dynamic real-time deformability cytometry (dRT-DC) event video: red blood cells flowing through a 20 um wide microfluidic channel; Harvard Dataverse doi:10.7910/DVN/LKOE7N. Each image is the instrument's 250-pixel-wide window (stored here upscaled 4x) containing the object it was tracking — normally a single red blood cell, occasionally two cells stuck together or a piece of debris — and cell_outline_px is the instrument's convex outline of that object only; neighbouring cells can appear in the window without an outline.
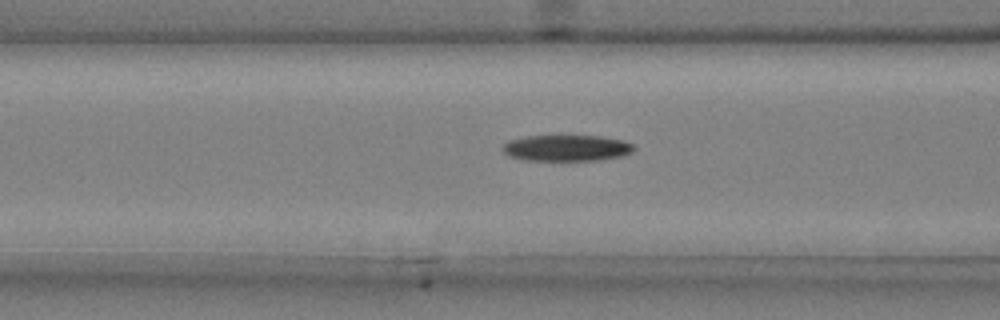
{"species": "common noctule bat (a hibernating species)", "species_latin": "Nyctalus noctula", "temperature_condition": "cold", "stored_images_in_passage": 51, "camera_frame_rate_fps": 3000, "um_per_image_px": 0.085, "animal": {"sex": "male", "body_mass_g": 20.4}, "frame": {"image": 1, "passage_image": 22, "time_ms": 7.0, "image_size_px": [1000, 320], "cell_outline_px": [[636, 148], [632, 152], [620, 156], [604, 160], [524, 160], [508, 156], [500, 148], [508, 140], [524, 136], [600, 136], [624, 140], [632, 144]], "centroid_in_image_um": [48.14, 12.58], "position_along_channel_um": 118.5, "area_um2": 20.17}}
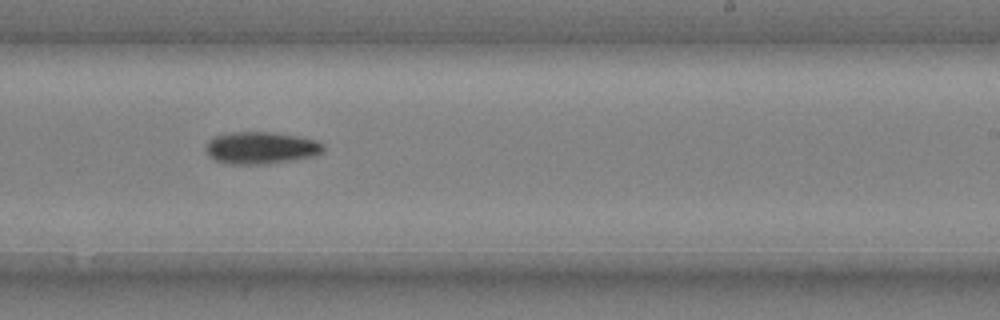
{"frame": {"image": 2, "passage_image": 34, "time_ms": 11.0, "image_size_px": [1000, 320], "cell_outline_px": [[324, 152], [316, 156], [268, 164], [232, 164], [216, 160], [208, 156], [204, 148], [208, 140], [212, 136], [232, 132], [268, 132], [296, 136], [316, 140], [324, 144]], "centroid_in_image_um": [22.17, 12.57], "position_along_channel_um": 266.8, "area_um2": 22.2}}
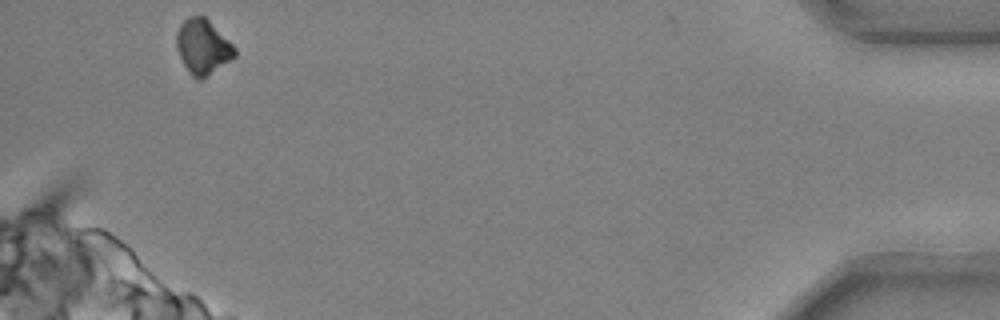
{"frame": {"image": 3, "passage_image": 51, "time_ms": 16.667, "image_size_px": [1000, 320], "cell_outline_px": [[236, 56], [232, 60], [200, 80], [192, 76], [184, 64], [176, 48], [176, 32], [180, 24], [188, 16], [204, 16], [236, 48]], "centroid_in_image_um": [17.23, 3.97], "position_along_channel_um": 418.0, "area_um2": 18.44}, "authors_computed_cell_mechanics": {"area_um2": 20.1722, "velocity_mm_per_s": 3.7129, "shape_relaxation_time_tau1_ms": 2.8894, "shape_relaxation_time_tau2_ms": null, "deformation_change_tau1": 0.1262, "deformation_change_tau2": null}}